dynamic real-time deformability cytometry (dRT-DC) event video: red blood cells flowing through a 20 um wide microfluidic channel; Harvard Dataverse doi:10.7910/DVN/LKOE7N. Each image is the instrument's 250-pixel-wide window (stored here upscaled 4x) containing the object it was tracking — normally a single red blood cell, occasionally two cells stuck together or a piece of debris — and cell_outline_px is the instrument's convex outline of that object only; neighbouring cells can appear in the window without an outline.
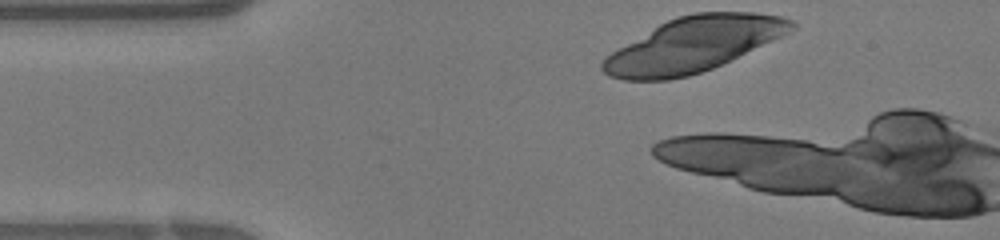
{"species": "human", "species_latin": "Homo sapiens", "temperature_condition": "warm", "stored_images_in_passage": 4, "camera_frame_rate_fps": 3000, "um_per_image_px": 0.085, "donor": {"sex": "female"}, "frame": {"image": 1, "passage_image": 1, "time_ms": 0.0, "image_size_px": [1000, 240], "cell_outline_px": [[796, 28], [784, 36], [712, 68], [688, 76], [668, 80], [624, 80], [608, 76], [600, 68], [600, 64], [604, 56], [660, 24], [676, 16], [696, 12], [756, 12], [780, 16], [792, 20], [796, 24]], "centroid_in_image_um": [58.94, 3.79], "position_along_channel_um": 26.1, "area_um2": 60.11}}